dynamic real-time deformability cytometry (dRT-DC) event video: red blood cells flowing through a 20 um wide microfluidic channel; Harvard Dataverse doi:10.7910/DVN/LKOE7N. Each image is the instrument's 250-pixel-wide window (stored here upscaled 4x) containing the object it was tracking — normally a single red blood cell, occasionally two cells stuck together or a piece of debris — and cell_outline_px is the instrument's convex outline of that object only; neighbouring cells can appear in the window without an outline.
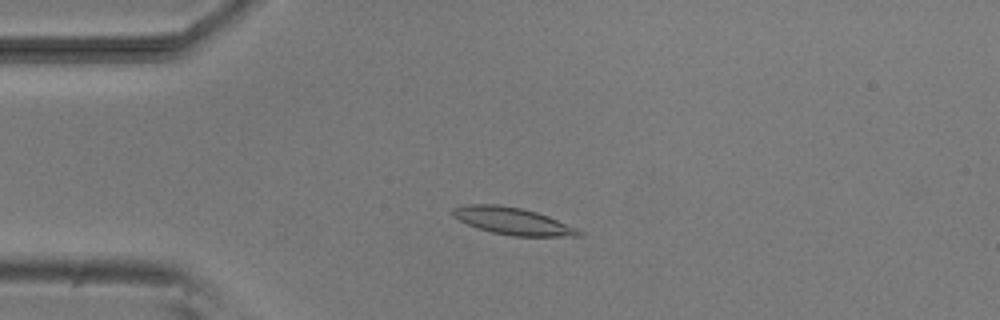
{"species": "common noctule bat (a hibernating species)", "species_latin": "Nyctalus noctula", "temperature_condition": "room temperature", "stored_images_in_passage": 27, "camera_frame_rate_fps": 3000, "um_per_image_px": 0.085, "animal": {"sex": "male", "body_mass_g": 20.5, "forearm_length_mm": 52.5}, "frame": {"image": 1, "passage_image": 7, "time_ms": 2.0, "image_size_px": [1000, 320], "cell_outline_px": [[584, 236], [512, 236], [492, 232], [468, 224], [452, 216], [452, 208], [468, 204], [496, 204], [520, 208], [536, 212], [548, 216], [576, 228], [584, 232]], "centroid_in_image_um": [43.59, 18.79], "position_along_channel_um": 41.4, "area_um2": 19.71}}
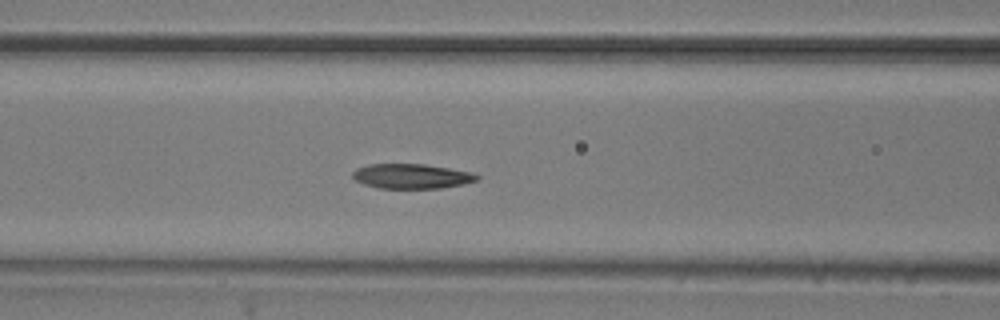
{"frame": {"image": 2, "passage_image": 16, "time_ms": 5.0, "image_size_px": [1000, 320], "cell_outline_px": [[480, 176], [476, 180], [464, 184], [440, 188], [376, 188], [364, 184], [356, 180], [352, 176], [352, 172], [356, 168], [368, 164], [424, 164], [448, 168], [468, 172]], "centroid_in_image_um": [34.93, 14.98], "position_along_channel_um": 131.7, "area_um2": 17.8}}
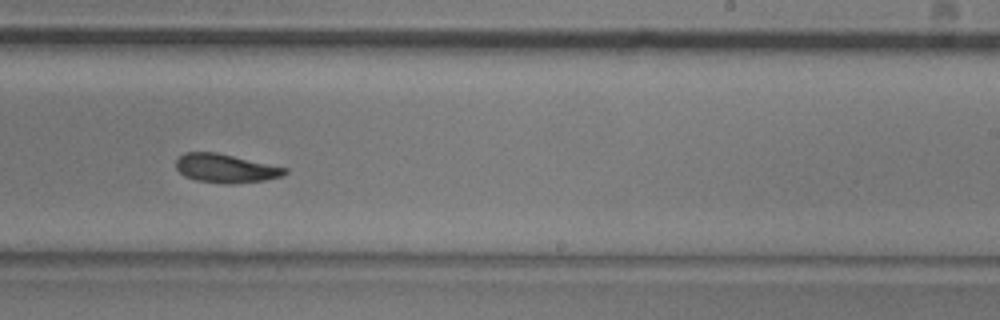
{"frame": {"image": 3, "passage_image": 27, "time_ms": 8.667, "image_size_px": [1000, 320], "cell_outline_px": [[288, 172], [284, 176], [264, 180], [232, 184], [224, 184], [196, 180], [184, 176], [176, 168], [176, 160], [184, 152], [216, 152], [288, 168]], "centroid_in_image_um": [19.19, 14.31], "position_along_channel_um": 269.8, "area_um2": 18.26}}